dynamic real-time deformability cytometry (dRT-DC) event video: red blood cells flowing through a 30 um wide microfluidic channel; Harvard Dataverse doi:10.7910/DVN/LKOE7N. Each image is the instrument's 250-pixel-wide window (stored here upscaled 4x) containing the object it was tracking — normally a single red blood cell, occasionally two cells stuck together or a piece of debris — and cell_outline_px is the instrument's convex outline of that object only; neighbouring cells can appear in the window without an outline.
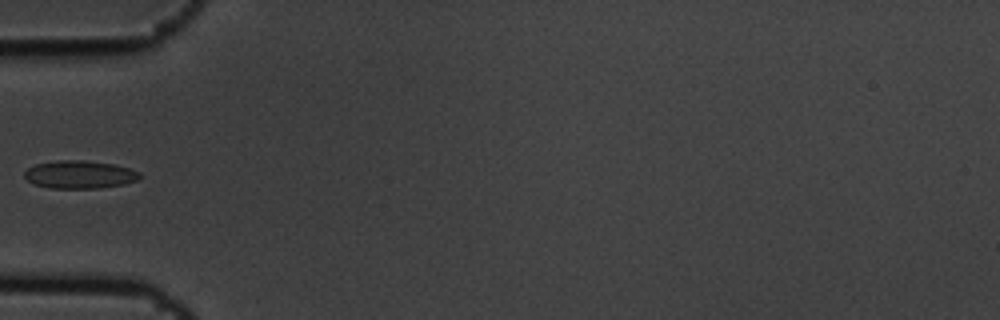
{"species": "common noctule bat (a hibernating species)", "species_latin": "Nyctalus noctula", "temperature_condition": "cold", "stored_images_in_passage": 4, "camera_frame_rate_fps": 3000, "um_per_image_px": 0.085, "animal": {"sex": "male", "body_mass_g": 19.5, "forearm_length_mm": 54.6}, "frame": {"image": 1, "passage_image": 4, "time_ms": 1.0, "image_size_px": [1000, 320], "cell_outline_px": [[140, 176], [136, 180], [124, 184], [96, 188], [48, 188], [36, 184], [28, 180], [24, 176], [24, 172], [28, 168], [36, 164], [60, 160], [84, 160], [112, 164], [128, 168], [140, 172]], "centroid_in_image_um": [6.75, 14.83], "position_along_channel_um": 78.2, "area_um2": 18.5}}